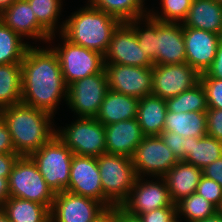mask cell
Listing matches in <instances>:
<instances>
[{
  "mask_svg": "<svg viewBox=\"0 0 222 222\" xmlns=\"http://www.w3.org/2000/svg\"><path fill=\"white\" fill-rule=\"evenodd\" d=\"M199 82L205 90L208 108L222 110V79L200 78Z\"/></svg>",
  "mask_w": 222,
  "mask_h": 222,
  "instance_id": "36",
  "label": "cell"
},
{
  "mask_svg": "<svg viewBox=\"0 0 222 222\" xmlns=\"http://www.w3.org/2000/svg\"><path fill=\"white\" fill-rule=\"evenodd\" d=\"M10 197L8 178L0 177V207Z\"/></svg>",
  "mask_w": 222,
  "mask_h": 222,
  "instance_id": "47",
  "label": "cell"
},
{
  "mask_svg": "<svg viewBox=\"0 0 222 222\" xmlns=\"http://www.w3.org/2000/svg\"><path fill=\"white\" fill-rule=\"evenodd\" d=\"M192 0H160L159 6L148 9V13L162 22L182 23L190 9ZM160 11H159V10Z\"/></svg>",
  "mask_w": 222,
  "mask_h": 222,
  "instance_id": "35",
  "label": "cell"
},
{
  "mask_svg": "<svg viewBox=\"0 0 222 222\" xmlns=\"http://www.w3.org/2000/svg\"><path fill=\"white\" fill-rule=\"evenodd\" d=\"M202 169L179 160L164 176L171 201L176 205L182 199L197 191Z\"/></svg>",
  "mask_w": 222,
  "mask_h": 222,
  "instance_id": "21",
  "label": "cell"
},
{
  "mask_svg": "<svg viewBox=\"0 0 222 222\" xmlns=\"http://www.w3.org/2000/svg\"><path fill=\"white\" fill-rule=\"evenodd\" d=\"M218 35H219V42L222 43V29L220 30V33Z\"/></svg>",
  "mask_w": 222,
  "mask_h": 222,
  "instance_id": "52",
  "label": "cell"
},
{
  "mask_svg": "<svg viewBox=\"0 0 222 222\" xmlns=\"http://www.w3.org/2000/svg\"><path fill=\"white\" fill-rule=\"evenodd\" d=\"M0 21L24 40L47 44L51 35L37 22L27 0H16L0 14Z\"/></svg>",
  "mask_w": 222,
  "mask_h": 222,
  "instance_id": "17",
  "label": "cell"
},
{
  "mask_svg": "<svg viewBox=\"0 0 222 222\" xmlns=\"http://www.w3.org/2000/svg\"><path fill=\"white\" fill-rule=\"evenodd\" d=\"M165 101L167 110L174 113L206 112L208 110L206 93L200 82L192 89Z\"/></svg>",
  "mask_w": 222,
  "mask_h": 222,
  "instance_id": "33",
  "label": "cell"
},
{
  "mask_svg": "<svg viewBox=\"0 0 222 222\" xmlns=\"http://www.w3.org/2000/svg\"><path fill=\"white\" fill-rule=\"evenodd\" d=\"M207 117V135L222 141V110L208 108Z\"/></svg>",
  "mask_w": 222,
  "mask_h": 222,
  "instance_id": "39",
  "label": "cell"
},
{
  "mask_svg": "<svg viewBox=\"0 0 222 222\" xmlns=\"http://www.w3.org/2000/svg\"><path fill=\"white\" fill-rule=\"evenodd\" d=\"M30 45L0 21V65L21 63Z\"/></svg>",
  "mask_w": 222,
  "mask_h": 222,
  "instance_id": "31",
  "label": "cell"
},
{
  "mask_svg": "<svg viewBox=\"0 0 222 222\" xmlns=\"http://www.w3.org/2000/svg\"><path fill=\"white\" fill-rule=\"evenodd\" d=\"M21 63L0 65V109L21 103Z\"/></svg>",
  "mask_w": 222,
  "mask_h": 222,
  "instance_id": "28",
  "label": "cell"
},
{
  "mask_svg": "<svg viewBox=\"0 0 222 222\" xmlns=\"http://www.w3.org/2000/svg\"><path fill=\"white\" fill-rule=\"evenodd\" d=\"M196 193L203 196L216 207H218L222 201V187L220 184L204 176L200 179Z\"/></svg>",
  "mask_w": 222,
  "mask_h": 222,
  "instance_id": "37",
  "label": "cell"
},
{
  "mask_svg": "<svg viewBox=\"0 0 222 222\" xmlns=\"http://www.w3.org/2000/svg\"><path fill=\"white\" fill-rule=\"evenodd\" d=\"M37 22L50 34H59L64 28V22H60L63 12V0H27ZM60 23V24H59Z\"/></svg>",
  "mask_w": 222,
  "mask_h": 222,
  "instance_id": "30",
  "label": "cell"
},
{
  "mask_svg": "<svg viewBox=\"0 0 222 222\" xmlns=\"http://www.w3.org/2000/svg\"><path fill=\"white\" fill-rule=\"evenodd\" d=\"M196 222H222V217L218 213H216L211 217Z\"/></svg>",
  "mask_w": 222,
  "mask_h": 222,
  "instance_id": "48",
  "label": "cell"
},
{
  "mask_svg": "<svg viewBox=\"0 0 222 222\" xmlns=\"http://www.w3.org/2000/svg\"><path fill=\"white\" fill-rule=\"evenodd\" d=\"M66 191L95 199L105 207L114 206L103 194L96 157L73 155Z\"/></svg>",
  "mask_w": 222,
  "mask_h": 222,
  "instance_id": "14",
  "label": "cell"
},
{
  "mask_svg": "<svg viewBox=\"0 0 222 222\" xmlns=\"http://www.w3.org/2000/svg\"><path fill=\"white\" fill-rule=\"evenodd\" d=\"M16 0H0V14Z\"/></svg>",
  "mask_w": 222,
  "mask_h": 222,
  "instance_id": "49",
  "label": "cell"
},
{
  "mask_svg": "<svg viewBox=\"0 0 222 222\" xmlns=\"http://www.w3.org/2000/svg\"><path fill=\"white\" fill-rule=\"evenodd\" d=\"M165 144L179 160L185 159L186 138L173 132L163 131L160 134Z\"/></svg>",
  "mask_w": 222,
  "mask_h": 222,
  "instance_id": "38",
  "label": "cell"
},
{
  "mask_svg": "<svg viewBox=\"0 0 222 222\" xmlns=\"http://www.w3.org/2000/svg\"><path fill=\"white\" fill-rule=\"evenodd\" d=\"M0 208L11 222H50V210L38 202L9 197Z\"/></svg>",
  "mask_w": 222,
  "mask_h": 222,
  "instance_id": "27",
  "label": "cell"
},
{
  "mask_svg": "<svg viewBox=\"0 0 222 222\" xmlns=\"http://www.w3.org/2000/svg\"><path fill=\"white\" fill-rule=\"evenodd\" d=\"M135 31L139 46L145 55L153 62L157 58L156 53V19L149 13L127 22Z\"/></svg>",
  "mask_w": 222,
  "mask_h": 222,
  "instance_id": "34",
  "label": "cell"
},
{
  "mask_svg": "<svg viewBox=\"0 0 222 222\" xmlns=\"http://www.w3.org/2000/svg\"><path fill=\"white\" fill-rule=\"evenodd\" d=\"M104 60L105 65L122 64L137 67L154 65L139 46L135 31L127 22H121L114 30Z\"/></svg>",
  "mask_w": 222,
  "mask_h": 222,
  "instance_id": "13",
  "label": "cell"
},
{
  "mask_svg": "<svg viewBox=\"0 0 222 222\" xmlns=\"http://www.w3.org/2000/svg\"><path fill=\"white\" fill-rule=\"evenodd\" d=\"M47 45L31 44L23 57L21 103L55 117L59 105L66 104L68 86L56 52Z\"/></svg>",
  "mask_w": 222,
  "mask_h": 222,
  "instance_id": "1",
  "label": "cell"
},
{
  "mask_svg": "<svg viewBox=\"0 0 222 222\" xmlns=\"http://www.w3.org/2000/svg\"><path fill=\"white\" fill-rule=\"evenodd\" d=\"M120 23L117 18L86 3L66 17L61 34L71 43L104 55Z\"/></svg>",
  "mask_w": 222,
  "mask_h": 222,
  "instance_id": "3",
  "label": "cell"
},
{
  "mask_svg": "<svg viewBox=\"0 0 222 222\" xmlns=\"http://www.w3.org/2000/svg\"><path fill=\"white\" fill-rule=\"evenodd\" d=\"M109 89L138 99L152 94V67L105 65Z\"/></svg>",
  "mask_w": 222,
  "mask_h": 222,
  "instance_id": "15",
  "label": "cell"
},
{
  "mask_svg": "<svg viewBox=\"0 0 222 222\" xmlns=\"http://www.w3.org/2000/svg\"><path fill=\"white\" fill-rule=\"evenodd\" d=\"M16 153L6 123L0 117V154Z\"/></svg>",
  "mask_w": 222,
  "mask_h": 222,
  "instance_id": "42",
  "label": "cell"
},
{
  "mask_svg": "<svg viewBox=\"0 0 222 222\" xmlns=\"http://www.w3.org/2000/svg\"><path fill=\"white\" fill-rule=\"evenodd\" d=\"M217 213L222 217V201L220 205L217 207Z\"/></svg>",
  "mask_w": 222,
  "mask_h": 222,
  "instance_id": "51",
  "label": "cell"
},
{
  "mask_svg": "<svg viewBox=\"0 0 222 222\" xmlns=\"http://www.w3.org/2000/svg\"><path fill=\"white\" fill-rule=\"evenodd\" d=\"M221 157L222 141L208 135L202 138H186L185 162L203 169Z\"/></svg>",
  "mask_w": 222,
  "mask_h": 222,
  "instance_id": "26",
  "label": "cell"
},
{
  "mask_svg": "<svg viewBox=\"0 0 222 222\" xmlns=\"http://www.w3.org/2000/svg\"><path fill=\"white\" fill-rule=\"evenodd\" d=\"M106 207L99 201L68 191L55 193L50 222H91Z\"/></svg>",
  "mask_w": 222,
  "mask_h": 222,
  "instance_id": "16",
  "label": "cell"
},
{
  "mask_svg": "<svg viewBox=\"0 0 222 222\" xmlns=\"http://www.w3.org/2000/svg\"><path fill=\"white\" fill-rule=\"evenodd\" d=\"M131 159L137 177H163L179 161L161 136H144Z\"/></svg>",
  "mask_w": 222,
  "mask_h": 222,
  "instance_id": "10",
  "label": "cell"
},
{
  "mask_svg": "<svg viewBox=\"0 0 222 222\" xmlns=\"http://www.w3.org/2000/svg\"><path fill=\"white\" fill-rule=\"evenodd\" d=\"M0 222H11L1 208H0Z\"/></svg>",
  "mask_w": 222,
  "mask_h": 222,
  "instance_id": "50",
  "label": "cell"
},
{
  "mask_svg": "<svg viewBox=\"0 0 222 222\" xmlns=\"http://www.w3.org/2000/svg\"><path fill=\"white\" fill-rule=\"evenodd\" d=\"M139 99L108 90L95 119L105 125L137 117Z\"/></svg>",
  "mask_w": 222,
  "mask_h": 222,
  "instance_id": "22",
  "label": "cell"
},
{
  "mask_svg": "<svg viewBox=\"0 0 222 222\" xmlns=\"http://www.w3.org/2000/svg\"><path fill=\"white\" fill-rule=\"evenodd\" d=\"M186 63L199 74L205 73L216 56L219 35L209 31L183 27Z\"/></svg>",
  "mask_w": 222,
  "mask_h": 222,
  "instance_id": "18",
  "label": "cell"
},
{
  "mask_svg": "<svg viewBox=\"0 0 222 222\" xmlns=\"http://www.w3.org/2000/svg\"><path fill=\"white\" fill-rule=\"evenodd\" d=\"M182 25L219 34L222 29V5L215 0H192Z\"/></svg>",
  "mask_w": 222,
  "mask_h": 222,
  "instance_id": "23",
  "label": "cell"
},
{
  "mask_svg": "<svg viewBox=\"0 0 222 222\" xmlns=\"http://www.w3.org/2000/svg\"><path fill=\"white\" fill-rule=\"evenodd\" d=\"M104 196L120 206L129 196L137 175L132 159L126 156L104 153L97 157Z\"/></svg>",
  "mask_w": 222,
  "mask_h": 222,
  "instance_id": "6",
  "label": "cell"
},
{
  "mask_svg": "<svg viewBox=\"0 0 222 222\" xmlns=\"http://www.w3.org/2000/svg\"><path fill=\"white\" fill-rule=\"evenodd\" d=\"M143 138L137 118L105 125L106 153L132 158Z\"/></svg>",
  "mask_w": 222,
  "mask_h": 222,
  "instance_id": "20",
  "label": "cell"
},
{
  "mask_svg": "<svg viewBox=\"0 0 222 222\" xmlns=\"http://www.w3.org/2000/svg\"><path fill=\"white\" fill-rule=\"evenodd\" d=\"M200 78L222 79V43L219 42L214 61L205 73L200 74Z\"/></svg>",
  "mask_w": 222,
  "mask_h": 222,
  "instance_id": "41",
  "label": "cell"
},
{
  "mask_svg": "<svg viewBox=\"0 0 222 222\" xmlns=\"http://www.w3.org/2000/svg\"><path fill=\"white\" fill-rule=\"evenodd\" d=\"M10 197L22 198L52 207L55 193L47 185L30 156H19L8 178Z\"/></svg>",
  "mask_w": 222,
  "mask_h": 222,
  "instance_id": "7",
  "label": "cell"
},
{
  "mask_svg": "<svg viewBox=\"0 0 222 222\" xmlns=\"http://www.w3.org/2000/svg\"><path fill=\"white\" fill-rule=\"evenodd\" d=\"M56 36L60 39L58 45L54 42L57 39ZM47 44L51 45L58 56L67 86L77 80L105 71L104 55L71 43L61 33L51 35Z\"/></svg>",
  "mask_w": 222,
  "mask_h": 222,
  "instance_id": "4",
  "label": "cell"
},
{
  "mask_svg": "<svg viewBox=\"0 0 222 222\" xmlns=\"http://www.w3.org/2000/svg\"><path fill=\"white\" fill-rule=\"evenodd\" d=\"M172 222H181L177 217Z\"/></svg>",
  "mask_w": 222,
  "mask_h": 222,
  "instance_id": "53",
  "label": "cell"
},
{
  "mask_svg": "<svg viewBox=\"0 0 222 222\" xmlns=\"http://www.w3.org/2000/svg\"><path fill=\"white\" fill-rule=\"evenodd\" d=\"M75 118L56 127V136L74 155L97 158L106 153L105 126L95 118Z\"/></svg>",
  "mask_w": 222,
  "mask_h": 222,
  "instance_id": "5",
  "label": "cell"
},
{
  "mask_svg": "<svg viewBox=\"0 0 222 222\" xmlns=\"http://www.w3.org/2000/svg\"><path fill=\"white\" fill-rule=\"evenodd\" d=\"M200 74L188 63L152 66V95L164 100L192 89Z\"/></svg>",
  "mask_w": 222,
  "mask_h": 222,
  "instance_id": "12",
  "label": "cell"
},
{
  "mask_svg": "<svg viewBox=\"0 0 222 222\" xmlns=\"http://www.w3.org/2000/svg\"><path fill=\"white\" fill-rule=\"evenodd\" d=\"M16 153L31 156L56 135L54 116L23 103L0 109Z\"/></svg>",
  "mask_w": 222,
  "mask_h": 222,
  "instance_id": "2",
  "label": "cell"
},
{
  "mask_svg": "<svg viewBox=\"0 0 222 222\" xmlns=\"http://www.w3.org/2000/svg\"><path fill=\"white\" fill-rule=\"evenodd\" d=\"M204 177L216 181L222 187V157L202 169Z\"/></svg>",
  "mask_w": 222,
  "mask_h": 222,
  "instance_id": "43",
  "label": "cell"
},
{
  "mask_svg": "<svg viewBox=\"0 0 222 222\" xmlns=\"http://www.w3.org/2000/svg\"><path fill=\"white\" fill-rule=\"evenodd\" d=\"M73 152L55 135L30 157L54 193L67 190Z\"/></svg>",
  "mask_w": 222,
  "mask_h": 222,
  "instance_id": "8",
  "label": "cell"
},
{
  "mask_svg": "<svg viewBox=\"0 0 222 222\" xmlns=\"http://www.w3.org/2000/svg\"><path fill=\"white\" fill-rule=\"evenodd\" d=\"M156 53L154 65L186 63L182 23L156 19Z\"/></svg>",
  "mask_w": 222,
  "mask_h": 222,
  "instance_id": "19",
  "label": "cell"
},
{
  "mask_svg": "<svg viewBox=\"0 0 222 222\" xmlns=\"http://www.w3.org/2000/svg\"><path fill=\"white\" fill-rule=\"evenodd\" d=\"M91 222H118V206L106 207Z\"/></svg>",
  "mask_w": 222,
  "mask_h": 222,
  "instance_id": "45",
  "label": "cell"
},
{
  "mask_svg": "<svg viewBox=\"0 0 222 222\" xmlns=\"http://www.w3.org/2000/svg\"><path fill=\"white\" fill-rule=\"evenodd\" d=\"M108 90L106 71L90 75L68 86L66 105L74 117L95 118Z\"/></svg>",
  "mask_w": 222,
  "mask_h": 222,
  "instance_id": "9",
  "label": "cell"
},
{
  "mask_svg": "<svg viewBox=\"0 0 222 222\" xmlns=\"http://www.w3.org/2000/svg\"><path fill=\"white\" fill-rule=\"evenodd\" d=\"M138 216L141 217L143 222H172L177 217L176 206L154 209Z\"/></svg>",
  "mask_w": 222,
  "mask_h": 222,
  "instance_id": "40",
  "label": "cell"
},
{
  "mask_svg": "<svg viewBox=\"0 0 222 222\" xmlns=\"http://www.w3.org/2000/svg\"><path fill=\"white\" fill-rule=\"evenodd\" d=\"M163 131L177 133L185 138H202L207 135L206 112L174 113L167 111Z\"/></svg>",
  "mask_w": 222,
  "mask_h": 222,
  "instance_id": "25",
  "label": "cell"
},
{
  "mask_svg": "<svg viewBox=\"0 0 222 222\" xmlns=\"http://www.w3.org/2000/svg\"><path fill=\"white\" fill-rule=\"evenodd\" d=\"M118 222H143L141 217L126 212L121 206H118Z\"/></svg>",
  "mask_w": 222,
  "mask_h": 222,
  "instance_id": "46",
  "label": "cell"
},
{
  "mask_svg": "<svg viewBox=\"0 0 222 222\" xmlns=\"http://www.w3.org/2000/svg\"><path fill=\"white\" fill-rule=\"evenodd\" d=\"M176 213L181 222H196L216 214L217 207L195 192L176 204Z\"/></svg>",
  "mask_w": 222,
  "mask_h": 222,
  "instance_id": "32",
  "label": "cell"
},
{
  "mask_svg": "<svg viewBox=\"0 0 222 222\" xmlns=\"http://www.w3.org/2000/svg\"><path fill=\"white\" fill-rule=\"evenodd\" d=\"M215 1L222 5V0H215Z\"/></svg>",
  "mask_w": 222,
  "mask_h": 222,
  "instance_id": "54",
  "label": "cell"
},
{
  "mask_svg": "<svg viewBox=\"0 0 222 222\" xmlns=\"http://www.w3.org/2000/svg\"><path fill=\"white\" fill-rule=\"evenodd\" d=\"M18 157L17 153L0 154V177L9 178L11 169Z\"/></svg>",
  "mask_w": 222,
  "mask_h": 222,
  "instance_id": "44",
  "label": "cell"
},
{
  "mask_svg": "<svg viewBox=\"0 0 222 222\" xmlns=\"http://www.w3.org/2000/svg\"><path fill=\"white\" fill-rule=\"evenodd\" d=\"M120 206L130 214L142 215L154 209L176 205L171 201L163 177H137L128 198Z\"/></svg>",
  "mask_w": 222,
  "mask_h": 222,
  "instance_id": "11",
  "label": "cell"
},
{
  "mask_svg": "<svg viewBox=\"0 0 222 222\" xmlns=\"http://www.w3.org/2000/svg\"><path fill=\"white\" fill-rule=\"evenodd\" d=\"M166 101L154 95L139 99L137 120L144 136H160L165 126Z\"/></svg>",
  "mask_w": 222,
  "mask_h": 222,
  "instance_id": "24",
  "label": "cell"
},
{
  "mask_svg": "<svg viewBox=\"0 0 222 222\" xmlns=\"http://www.w3.org/2000/svg\"><path fill=\"white\" fill-rule=\"evenodd\" d=\"M147 0H86L92 7L117 18L120 22H129L132 19L148 14ZM146 5V6H145Z\"/></svg>",
  "mask_w": 222,
  "mask_h": 222,
  "instance_id": "29",
  "label": "cell"
}]
</instances>
